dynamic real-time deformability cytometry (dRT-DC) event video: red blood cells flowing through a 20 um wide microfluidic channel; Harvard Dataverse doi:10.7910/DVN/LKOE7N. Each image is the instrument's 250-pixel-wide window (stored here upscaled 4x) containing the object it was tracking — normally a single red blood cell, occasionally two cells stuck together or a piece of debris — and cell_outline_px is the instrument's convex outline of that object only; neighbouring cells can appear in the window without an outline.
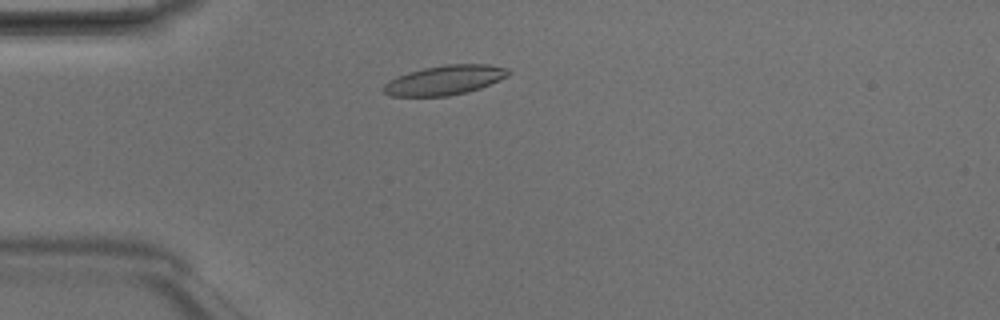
{"species": "Egyptian fruit bat (a non-hibernating species)", "species_latin": "Rousettus aegyptiacus", "temperature_condition": "room temperature", "stored_images_in_passage": 44, "camera_frame_rate_fps": 3000, "um_per_image_px": 0.085, "animal": {"sex": "male"}, "frame": {"image": 1, "passage_image": 8, "time_ms": 2.333, "image_size_px": [1000, 320], "cell_outline_px": [[512, 72], [508, 76], [500, 80], [480, 88], [468, 92], [448, 96], [388, 96], [380, 88], [388, 80], [396, 76], [408, 72], [424, 68], [444, 64], [488, 64], [508, 68]], "centroid_in_image_um": [37.79, 6.81], "position_along_channel_um": 47.2, "area_um2": 21.79}}
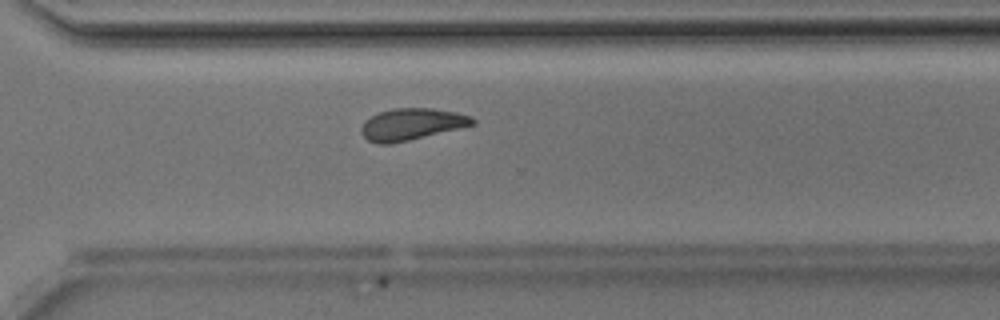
{"frame": {"image": 2, "passage_image": 30, "time_ms": 9.667, "image_size_px": [1000, 320], "cell_outline_px": [[476, 124], [460, 128], [408, 140], [388, 144], [376, 144], [368, 140], [360, 132], [360, 128], [364, 120], [380, 112], [392, 108], [432, 108], [456, 112], [472, 116], [476, 120]], "centroid_in_image_um": [34.98, 10.55], "position_along_channel_um": 335.6, "area_um2": 20.58}}
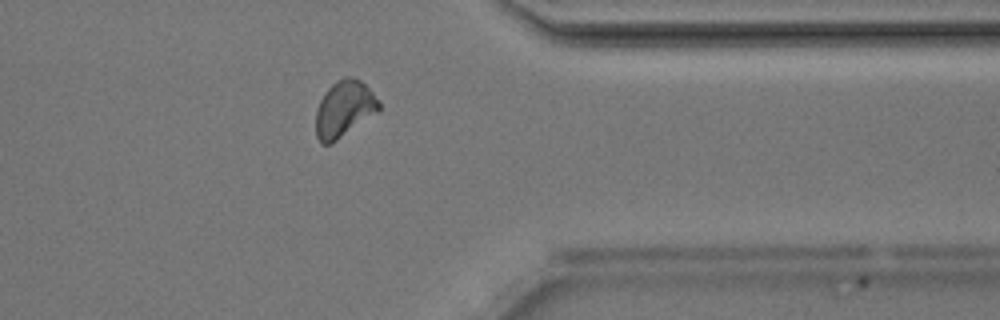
{"frame": {"image": 3, "passage_image": 34, "time_ms": 11.0, "image_size_px": [1000, 320], "cell_outline_px": [[380, 108], [376, 112], [332, 144], [320, 144], [316, 136], [316, 108], [324, 92], [336, 80], [344, 76], [352, 76], [360, 80], [380, 100]], "centroid_in_image_um": [29.22, 9.25], "position_along_channel_um": 382.2, "area_um2": 20.75}, "authors_computed_cell_mechanics": {"area_um2": 20.4034, "velocity_mm_per_s": 4.1706, "shape_relaxation_time_tau1_ms": 4.9552, "shape_relaxation_time_tau2_ms": 2.0892, "deformation_change_tau1": 0.1509, "deformation_change_tau2": 0.0876}}